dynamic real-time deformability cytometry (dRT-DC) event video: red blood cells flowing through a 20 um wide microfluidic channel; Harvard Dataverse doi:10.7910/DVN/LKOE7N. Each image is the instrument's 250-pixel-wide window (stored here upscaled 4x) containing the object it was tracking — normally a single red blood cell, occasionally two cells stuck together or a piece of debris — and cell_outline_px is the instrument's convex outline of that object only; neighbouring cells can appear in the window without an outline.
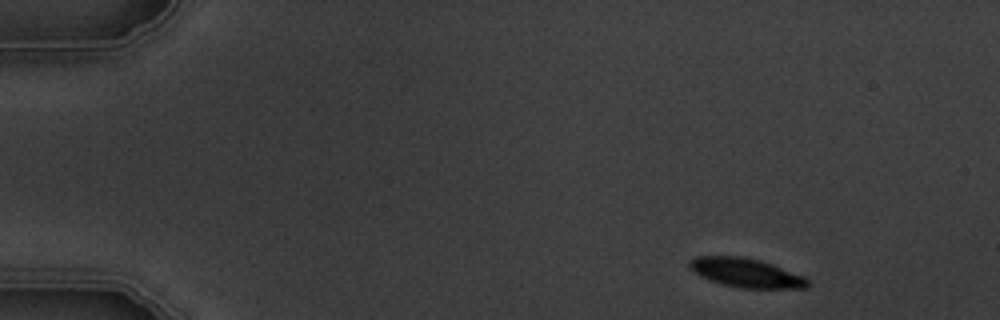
{"species": "common noctule bat (a hibernating species)", "species_latin": "Nyctalus noctula", "temperature_condition": "warm", "stored_images_in_passage": 5, "camera_frame_rate_fps": 3000, "um_per_image_px": 0.085, "animal": {"sex": "male", "body_mass_g": 19.5, "forearm_length_mm": 54.6}, "frame": {"image": 1, "passage_image": 1, "time_ms": 0.0, "image_size_px": [1000, 320], "cell_outline_px": [[808, 288], [740, 288], [720, 284], [700, 276], [692, 272], [688, 268], [688, 260], [696, 256], [744, 256], [760, 260], [772, 264], [804, 276], [808, 280]], "centroid_in_image_um": [63.35, 23.18], "position_along_channel_um": 21.6, "area_um2": 20.23}}
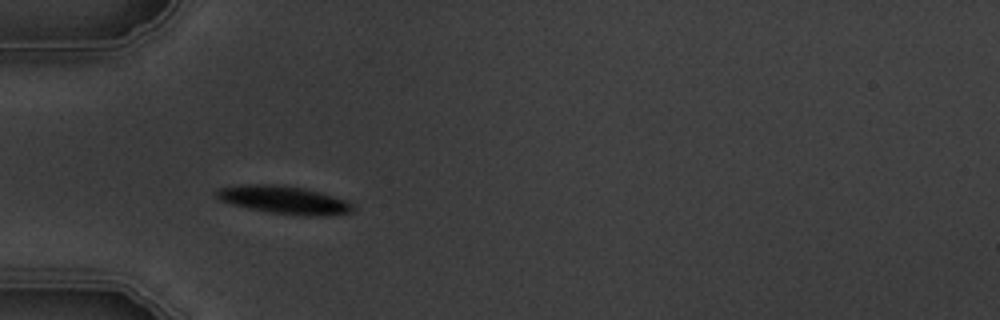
{"frame": {"image": 2, "passage_image": 4, "time_ms": 3.667, "image_size_px": [1000, 320], "cell_outline_px": [[356, 208], [352, 212], [268, 212], [248, 208], [232, 204], [220, 200], [216, 196], [216, 188], [244, 184], [276, 184], [304, 188], [320, 192], [344, 200], [352, 204]], "centroid_in_image_um": [23.96, 16.91], "position_along_channel_um": 61.0, "area_um2": 20.75}}
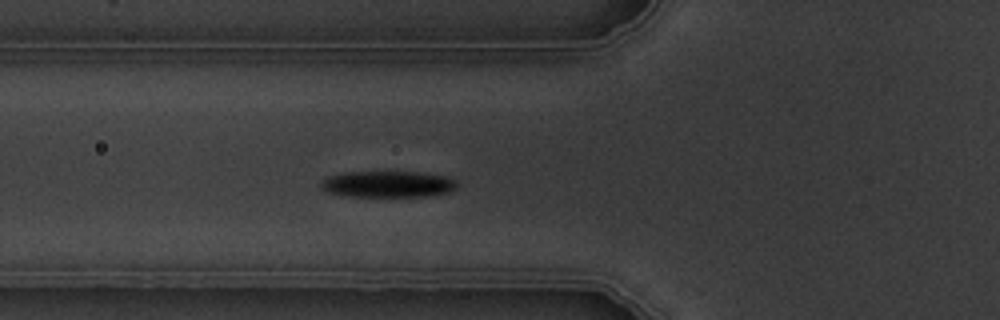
{"frame": {"image": 3, "passage_image": 5, "time_ms": 4.667, "image_size_px": [1000, 320], "cell_outline_px": [[460, 184], [452, 192], [428, 196], [348, 196], [328, 192], [320, 184], [328, 176], [344, 172], [420, 172], [444, 176], [456, 180]], "centroid_in_image_um": [33.04, 15.65], "position_along_channel_um": 92.8, "area_um2": 20.87}}